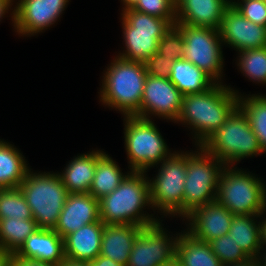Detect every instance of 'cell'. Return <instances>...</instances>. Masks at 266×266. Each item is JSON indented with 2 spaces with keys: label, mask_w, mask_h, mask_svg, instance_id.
I'll list each match as a JSON object with an SVG mask.
<instances>
[{
  "label": "cell",
  "mask_w": 266,
  "mask_h": 266,
  "mask_svg": "<svg viewBox=\"0 0 266 266\" xmlns=\"http://www.w3.org/2000/svg\"><path fill=\"white\" fill-rule=\"evenodd\" d=\"M238 98L232 89L217 83L203 93L183 95L177 121L193 125L199 146L218 130L238 106ZM198 133V134H197Z\"/></svg>",
  "instance_id": "cell-1"
},
{
  "label": "cell",
  "mask_w": 266,
  "mask_h": 266,
  "mask_svg": "<svg viewBox=\"0 0 266 266\" xmlns=\"http://www.w3.org/2000/svg\"><path fill=\"white\" fill-rule=\"evenodd\" d=\"M143 173L132 171L114 191L99 200V217L104 224L147 227L159 222L140 214L145 204L151 205L149 180Z\"/></svg>",
  "instance_id": "cell-2"
},
{
  "label": "cell",
  "mask_w": 266,
  "mask_h": 266,
  "mask_svg": "<svg viewBox=\"0 0 266 266\" xmlns=\"http://www.w3.org/2000/svg\"><path fill=\"white\" fill-rule=\"evenodd\" d=\"M147 75L143 62L129 61L118 56L104 76L102 102L123 111L126 116L140 117Z\"/></svg>",
  "instance_id": "cell-3"
},
{
  "label": "cell",
  "mask_w": 266,
  "mask_h": 266,
  "mask_svg": "<svg viewBox=\"0 0 266 266\" xmlns=\"http://www.w3.org/2000/svg\"><path fill=\"white\" fill-rule=\"evenodd\" d=\"M199 147L216 157L225 166L263 152L257 136L251 129L248 117L239 106Z\"/></svg>",
  "instance_id": "cell-4"
},
{
  "label": "cell",
  "mask_w": 266,
  "mask_h": 266,
  "mask_svg": "<svg viewBox=\"0 0 266 266\" xmlns=\"http://www.w3.org/2000/svg\"><path fill=\"white\" fill-rule=\"evenodd\" d=\"M19 188L37 226L54 229L68 195L60 174H32L28 171Z\"/></svg>",
  "instance_id": "cell-5"
},
{
  "label": "cell",
  "mask_w": 266,
  "mask_h": 266,
  "mask_svg": "<svg viewBox=\"0 0 266 266\" xmlns=\"http://www.w3.org/2000/svg\"><path fill=\"white\" fill-rule=\"evenodd\" d=\"M216 201L234 215H262L266 209V188L258 178L224 167Z\"/></svg>",
  "instance_id": "cell-6"
},
{
  "label": "cell",
  "mask_w": 266,
  "mask_h": 266,
  "mask_svg": "<svg viewBox=\"0 0 266 266\" xmlns=\"http://www.w3.org/2000/svg\"><path fill=\"white\" fill-rule=\"evenodd\" d=\"M126 54L129 61L145 62L157 52L159 40L175 25L176 19H163L125 8L123 12Z\"/></svg>",
  "instance_id": "cell-7"
},
{
  "label": "cell",
  "mask_w": 266,
  "mask_h": 266,
  "mask_svg": "<svg viewBox=\"0 0 266 266\" xmlns=\"http://www.w3.org/2000/svg\"><path fill=\"white\" fill-rule=\"evenodd\" d=\"M200 149L201 153L196 155L193 153L186 154V179L182 206L183 217H186L194 209L216 200L215 192H217L223 163L216 157L208 154L202 147Z\"/></svg>",
  "instance_id": "cell-8"
},
{
  "label": "cell",
  "mask_w": 266,
  "mask_h": 266,
  "mask_svg": "<svg viewBox=\"0 0 266 266\" xmlns=\"http://www.w3.org/2000/svg\"><path fill=\"white\" fill-rule=\"evenodd\" d=\"M125 117V144L131 169L146 172L148 167L167 158V145L150 119Z\"/></svg>",
  "instance_id": "cell-9"
},
{
  "label": "cell",
  "mask_w": 266,
  "mask_h": 266,
  "mask_svg": "<svg viewBox=\"0 0 266 266\" xmlns=\"http://www.w3.org/2000/svg\"><path fill=\"white\" fill-rule=\"evenodd\" d=\"M175 26L183 34V59L190 61L214 81L218 80L223 66L219 30L179 23H175Z\"/></svg>",
  "instance_id": "cell-10"
},
{
  "label": "cell",
  "mask_w": 266,
  "mask_h": 266,
  "mask_svg": "<svg viewBox=\"0 0 266 266\" xmlns=\"http://www.w3.org/2000/svg\"><path fill=\"white\" fill-rule=\"evenodd\" d=\"M186 179V154H170L163 160L158 176L149 182L151 204L163 213L182 215Z\"/></svg>",
  "instance_id": "cell-11"
},
{
  "label": "cell",
  "mask_w": 266,
  "mask_h": 266,
  "mask_svg": "<svg viewBox=\"0 0 266 266\" xmlns=\"http://www.w3.org/2000/svg\"><path fill=\"white\" fill-rule=\"evenodd\" d=\"M177 241L178 237L170 241L159 222L142 227L133 243L127 266H171L176 261Z\"/></svg>",
  "instance_id": "cell-12"
},
{
  "label": "cell",
  "mask_w": 266,
  "mask_h": 266,
  "mask_svg": "<svg viewBox=\"0 0 266 266\" xmlns=\"http://www.w3.org/2000/svg\"><path fill=\"white\" fill-rule=\"evenodd\" d=\"M183 94L165 78L147 75L144 83L140 118L149 119V114L176 121L181 111ZM150 111V112H149Z\"/></svg>",
  "instance_id": "cell-13"
},
{
  "label": "cell",
  "mask_w": 266,
  "mask_h": 266,
  "mask_svg": "<svg viewBox=\"0 0 266 266\" xmlns=\"http://www.w3.org/2000/svg\"><path fill=\"white\" fill-rule=\"evenodd\" d=\"M219 34L222 42L239 51L266 46V27L249 21L232 5L224 13Z\"/></svg>",
  "instance_id": "cell-14"
},
{
  "label": "cell",
  "mask_w": 266,
  "mask_h": 266,
  "mask_svg": "<svg viewBox=\"0 0 266 266\" xmlns=\"http://www.w3.org/2000/svg\"><path fill=\"white\" fill-rule=\"evenodd\" d=\"M14 9L17 32L34 34L49 27L58 19L68 0H21Z\"/></svg>",
  "instance_id": "cell-15"
},
{
  "label": "cell",
  "mask_w": 266,
  "mask_h": 266,
  "mask_svg": "<svg viewBox=\"0 0 266 266\" xmlns=\"http://www.w3.org/2000/svg\"><path fill=\"white\" fill-rule=\"evenodd\" d=\"M99 220V200L90 193H68L53 230L64 238L82 226Z\"/></svg>",
  "instance_id": "cell-16"
},
{
  "label": "cell",
  "mask_w": 266,
  "mask_h": 266,
  "mask_svg": "<svg viewBox=\"0 0 266 266\" xmlns=\"http://www.w3.org/2000/svg\"><path fill=\"white\" fill-rule=\"evenodd\" d=\"M234 214L216 200L194 209L186 217L190 219L188 231L196 239L210 242L229 232Z\"/></svg>",
  "instance_id": "cell-17"
},
{
  "label": "cell",
  "mask_w": 266,
  "mask_h": 266,
  "mask_svg": "<svg viewBox=\"0 0 266 266\" xmlns=\"http://www.w3.org/2000/svg\"><path fill=\"white\" fill-rule=\"evenodd\" d=\"M230 5L228 0H176V23L219 30Z\"/></svg>",
  "instance_id": "cell-18"
},
{
  "label": "cell",
  "mask_w": 266,
  "mask_h": 266,
  "mask_svg": "<svg viewBox=\"0 0 266 266\" xmlns=\"http://www.w3.org/2000/svg\"><path fill=\"white\" fill-rule=\"evenodd\" d=\"M14 255L59 266L66 260L63 238L53 229L45 228L32 233Z\"/></svg>",
  "instance_id": "cell-19"
},
{
  "label": "cell",
  "mask_w": 266,
  "mask_h": 266,
  "mask_svg": "<svg viewBox=\"0 0 266 266\" xmlns=\"http://www.w3.org/2000/svg\"><path fill=\"white\" fill-rule=\"evenodd\" d=\"M104 223L97 222L84 225L63 238L67 260L88 262L94 260L101 252Z\"/></svg>",
  "instance_id": "cell-20"
},
{
  "label": "cell",
  "mask_w": 266,
  "mask_h": 266,
  "mask_svg": "<svg viewBox=\"0 0 266 266\" xmlns=\"http://www.w3.org/2000/svg\"><path fill=\"white\" fill-rule=\"evenodd\" d=\"M141 229V226L132 224H104L100 255L127 266Z\"/></svg>",
  "instance_id": "cell-21"
},
{
  "label": "cell",
  "mask_w": 266,
  "mask_h": 266,
  "mask_svg": "<svg viewBox=\"0 0 266 266\" xmlns=\"http://www.w3.org/2000/svg\"><path fill=\"white\" fill-rule=\"evenodd\" d=\"M104 152L95 151L76 157L60 175L68 193H89L97 160Z\"/></svg>",
  "instance_id": "cell-22"
},
{
  "label": "cell",
  "mask_w": 266,
  "mask_h": 266,
  "mask_svg": "<svg viewBox=\"0 0 266 266\" xmlns=\"http://www.w3.org/2000/svg\"><path fill=\"white\" fill-rule=\"evenodd\" d=\"M171 68L169 80L183 95L203 93L216 84L208 74L183 58L175 60Z\"/></svg>",
  "instance_id": "cell-23"
},
{
  "label": "cell",
  "mask_w": 266,
  "mask_h": 266,
  "mask_svg": "<svg viewBox=\"0 0 266 266\" xmlns=\"http://www.w3.org/2000/svg\"><path fill=\"white\" fill-rule=\"evenodd\" d=\"M176 262L181 266H223L212 252L210 244L196 239L189 232L179 235L176 244Z\"/></svg>",
  "instance_id": "cell-24"
},
{
  "label": "cell",
  "mask_w": 266,
  "mask_h": 266,
  "mask_svg": "<svg viewBox=\"0 0 266 266\" xmlns=\"http://www.w3.org/2000/svg\"><path fill=\"white\" fill-rule=\"evenodd\" d=\"M255 216L260 215H234L227 233L241 250L253 259H257L261 249L259 224L257 226L253 221Z\"/></svg>",
  "instance_id": "cell-25"
},
{
  "label": "cell",
  "mask_w": 266,
  "mask_h": 266,
  "mask_svg": "<svg viewBox=\"0 0 266 266\" xmlns=\"http://www.w3.org/2000/svg\"><path fill=\"white\" fill-rule=\"evenodd\" d=\"M25 163L16 148L0 141V188L19 187L29 171Z\"/></svg>",
  "instance_id": "cell-26"
},
{
  "label": "cell",
  "mask_w": 266,
  "mask_h": 266,
  "mask_svg": "<svg viewBox=\"0 0 266 266\" xmlns=\"http://www.w3.org/2000/svg\"><path fill=\"white\" fill-rule=\"evenodd\" d=\"M127 175H122L118 165L107 154L96 162V169L89 193L97 200L114 191Z\"/></svg>",
  "instance_id": "cell-27"
},
{
  "label": "cell",
  "mask_w": 266,
  "mask_h": 266,
  "mask_svg": "<svg viewBox=\"0 0 266 266\" xmlns=\"http://www.w3.org/2000/svg\"><path fill=\"white\" fill-rule=\"evenodd\" d=\"M39 227L34 219H1L0 220V248L15 254L25 240Z\"/></svg>",
  "instance_id": "cell-28"
},
{
  "label": "cell",
  "mask_w": 266,
  "mask_h": 266,
  "mask_svg": "<svg viewBox=\"0 0 266 266\" xmlns=\"http://www.w3.org/2000/svg\"><path fill=\"white\" fill-rule=\"evenodd\" d=\"M238 98V106L248 117L251 129L257 136L260 147L266 152V96Z\"/></svg>",
  "instance_id": "cell-29"
},
{
  "label": "cell",
  "mask_w": 266,
  "mask_h": 266,
  "mask_svg": "<svg viewBox=\"0 0 266 266\" xmlns=\"http://www.w3.org/2000/svg\"><path fill=\"white\" fill-rule=\"evenodd\" d=\"M33 219L31 209L19 187L0 188L1 219Z\"/></svg>",
  "instance_id": "cell-30"
},
{
  "label": "cell",
  "mask_w": 266,
  "mask_h": 266,
  "mask_svg": "<svg viewBox=\"0 0 266 266\" xmlns=\"http://www.w3.org/2000/svg\"><path fill=\"white\" fill-rule=\"evenodd\" d=\"M240 69L249 76L250 79L266 83V46L245 51H239Z\"/></svg>",
  "instance_id": "cell-31"
},
{
  "label": "cell",
  "mask_w": 266,
  "mask_h": 266,
  "mask_svg": "<svg viewBox=\"0 0 266 266\" xmlns=\"http://www.w3.org/2000/svg\"><path fill=\"white\" fill-rule=\"evenodd\" d=\"M208 243L210 244L212 252L223 265L242 262L249 258L228 234L215 238Z\"/></svg>",
  "instance_id": "cell-32"
},
{
  "label": "cell",
  "mask_w": 266,
  "mask_h": 266,
  "mask_svg": "<svg viewBox=\"0 0 266 266\" xmlns=\"http://www.w3.org/2000/svg\"><path fill=\"white\" fill-rule=\"evenodd\" d=\"M184 39L182 32L174 25L159 40L157 53L166 59L177 60L183 58Z\"/></svg>",
  "instance_id": "cell-33"
},
{
  "label": "cell",
  "mask_w": 266,
  "mask_h": 266,
  "mask_svg": "<svg viewBox=\"0 0 266 266\" xmlns=\"http://www.w3.org/2000/svg\"><path fill=\"white\" fill-rule=\"evenodd\" d=\"M131 9L158 18L176 19L174 0H137Z\"/></svg>",
  "instance_id": "cell-34"
},
{
  "label": "cell",
  "mask_w": 266,
  "mask_h": 266,
  "mask_svg": "<svg viewBox=\"0 0 266 266\" xmlns=\"http://www.w3.org/2000/svg\"><path fill=\"white\" fill-rule=\"evenodd\" d=\"M241 2H231V5L238 12L253 23L266 27V1L265 0H242Z\"/></svg>",
  "instance_id": "cell-35"
},
{
  "label": "cell",
  "mask_w": 266,
  "mask_h": 266,
  "mask_svg": "<svg viewBox=\"0 0 266 266\" xmlns=\"http://www.w3.org/2000/svg\"><path fill=\"white\" fill-rule=\"evenodd\" d=\"M173 62L174 60L166 59L156 52L154 55L150 56L144 64L148 75L169 79Z\"/></svg>",
  "instance_id": "cell-36"
},
{
  "label": "cell",
  "mask_w": 266,
  "mask_h": 266,
  "mask_svg": "<svg viewBox=\"0 0 266 266\" xmlns=\"http://www.w3.org/2000/svg\"><path fill=\"white\" fill-rule=\"evenodd\" d=\"M10 266H59V265L53 264L51 262L22 258L12 254Z\"/></svg>",
  "instance_id": "cell-37"
},
{
  "label": "cell",
  "mask_w": 266,
  "mask_h": 266,
  "mask_svg": "<svg viewBox=\"0 0 266 266\" xmlns=\"http://www.w3.org/2000/svg\"><path fill=\"white\" fill-rule=\"evenodd\" d=\"M87 265L88 266H124L102 255H98L94 260L88 261Z\"/></svg>",
  "instance_id": "cell-38"
},
{
  "label": "cell",
  "mask_w": 266,
  "mask_h": 266,
  "mask_svg": "<svg viewBox=\"0 0 266 266\" xmlns=\"http://www.w3.org/2000/svg\"><path fill=\"white\" fill-rule=\"evenodd\" d=\"M12 254L0 248V266H10Z\"/></svg>",
  "instance_id": "cell-39"
},
{
  "label": "cell",
  "mask_w": 266,
  "mask_h": 266,
  "mask_svg": "<svg viewBox=\"0 0 266 266\" xmlns=\"http://www.w3.org/2000/svg\"><path fill=\"white\" fill-rule=\"evenodd\" d=\"M223 266H257V259L248 258L242 262H236L233 264H227Z\"/></svg>",
  "instance_id": "cell-40"
},
{
  "label": "cell",
  "mask_w": 266,
  "mask_h": 266,
  "mask_svg": "<svg viewBox=\"0 0 266 266\" xmlns=\"http://www.w3.org/2000/svg\"><path fill=\"white\" fill-rule=\"evenodd\" d=\"M259 234H260V246L263 247L262 244H266V220L259 224Z\"/></svg>",
  "instance_id": "cell-41"
},
{
  "label": "cell",
  "mask_w": 266,
  "mask_h": 266,
  "mask_svg": "<svg viewBox=\"0 0 266 266\" xmlns=\"http://www.w3.org/2000/svg\"><path fill=\"white\" fill-rule=\"evenodd\" d=\"M12 0H0V18L5 14Z\"/></svg>",
  "instance_id": "cell-42"
},
{
  "label": "cell",
  "mask_w": 266,
  "mask_h": 266,
  "mask_svg": "<svg viewBox=\"0 0 266 266\" xmlns=\"http://www.w3.org/2000/svg\"><path fill=\"white\" fill-rule=\"evenodd\" d=\"M60 266H88L87 262H75L70 260H65L60 264Z\"/></svg>",
  "instance_id": "cell-43"
},
{
  "label": "cell",
  "mask_w": 266,
  "mask_h": 266,
  "mask_svg": "<svg viewBox=\"0 0 266 266\" xmlns=\"http://www.w3.org/2000/svg\"><path fill=\"white\" fill-rule=\"evenodd\" d=\"M137 0H123L124 5L126 6L125 8H131Z\"/></svg>",
  "instance_id": "cell-44"
},
{
  "label": "cell",
  "mask_w": 266,
  "mask_h": 266,
  "mask_svg": "<svg viewBox=\"0 0 266 266\" xmlns=\"http://www.w3.org/2000/svg\"><path fill=\"white\" fill-rule=\"evenodd\" d=\"M266 254V253H265ZM264 265H261V260L259 261V258H257V266H266V256L264 257Z\"/></svg>",
  "instance_id": "cell-45"
},
{
  "label": "cell",
  "mask_w": 266,
  "mask_h": 266,
  "mask_svg": "<svg viewBox=\"0 0 266 266\" xmlns=\"http://www.w3.org/2000/svg\"><path fill=\"white\" fill-rule=\"evenodd\" d=\"M172 266H181L176 261L172 263Z\"/></svg>",
  "instance_id": "cell-46"
}]
</instances>
